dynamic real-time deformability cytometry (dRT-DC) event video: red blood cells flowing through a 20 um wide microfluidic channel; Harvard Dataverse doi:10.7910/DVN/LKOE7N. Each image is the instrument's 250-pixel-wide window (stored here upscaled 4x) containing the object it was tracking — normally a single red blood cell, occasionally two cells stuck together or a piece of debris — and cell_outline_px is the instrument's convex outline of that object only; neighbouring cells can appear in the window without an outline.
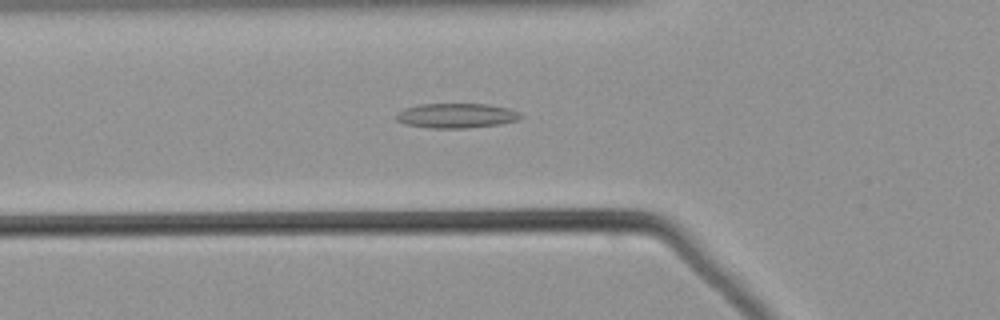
{"species": "common noctule bat (a hibernating species)", "species_latin": "Nyctalus noctula", "temperature_condition": "warm", "stored_images_in_passage": 53, "camera_frame_rate_fps": 3000, "um_per_image_px": 0.085, "animal": {"sex": "male", "body_mass_g": 21.5, "forearm_length_mm": 52.0}, "frame": {"image": 1, "passage_image": 19, "time_ms": 6.0, "image_size_px": [1000, 320], "cell_outline_px": [[524, 116], [516, 120], [500, 124], [468, 128], [432, 128], [404, 124], [396, 120], [396, 116], [404, 108], [420, 104], [488, 104], [508, 108], [520, 112]], "centroid_in_image_um": [38.81, 9.83], "position_along_channel_um": 87.0, "area_um2": 17.92}}
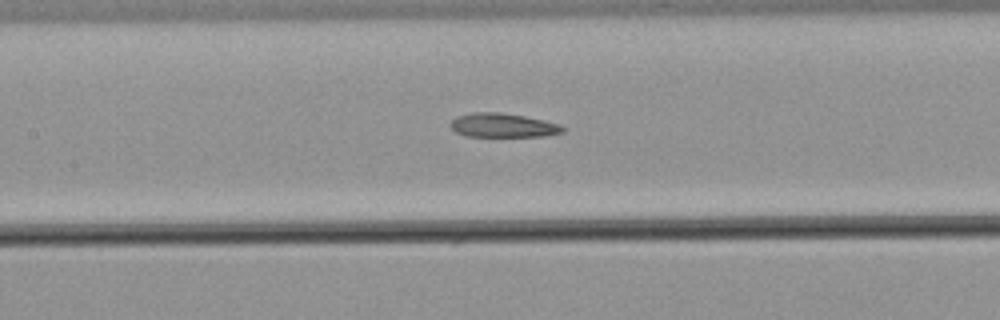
{"frame": {"image": 2, "passage_image": 25, "time_ms": 8.0, "image_size_px": [1000, 320], "cell_outline_px": [[568, 128], [564, 132], [544, 136], [464, 136], [456, 132], [452, 128], [452, 120], [456, 116], [472, 112], [500, 112], [524, 116], [544, 120]], "centroid_in_image_um": [42.76, 10.65], "position_along_channel_um": 164.6, "area_um2": 15.66}}
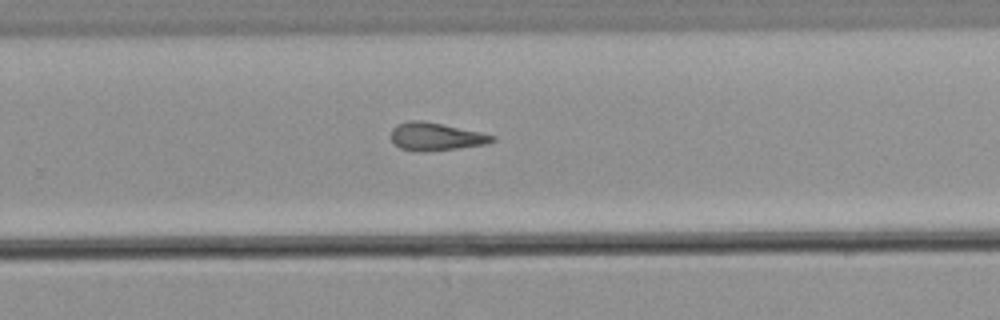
{"frame": {"image": 3, "passage_image": 35, "time_ms": 11.333, "image_size_px": [1000, 320], "cell_outline_px": [[496, 140], [484, 144], [456, 148], [420, 152], [400, 148], [388, 136], [392, 128], [396, 124], [408, 120], [424, 120], [480, 132], [496, 136]], "centroid_in_image_um": [36.98, 11.59], "position_along_channel_um": 292.8, "area_um2": 16.47}}